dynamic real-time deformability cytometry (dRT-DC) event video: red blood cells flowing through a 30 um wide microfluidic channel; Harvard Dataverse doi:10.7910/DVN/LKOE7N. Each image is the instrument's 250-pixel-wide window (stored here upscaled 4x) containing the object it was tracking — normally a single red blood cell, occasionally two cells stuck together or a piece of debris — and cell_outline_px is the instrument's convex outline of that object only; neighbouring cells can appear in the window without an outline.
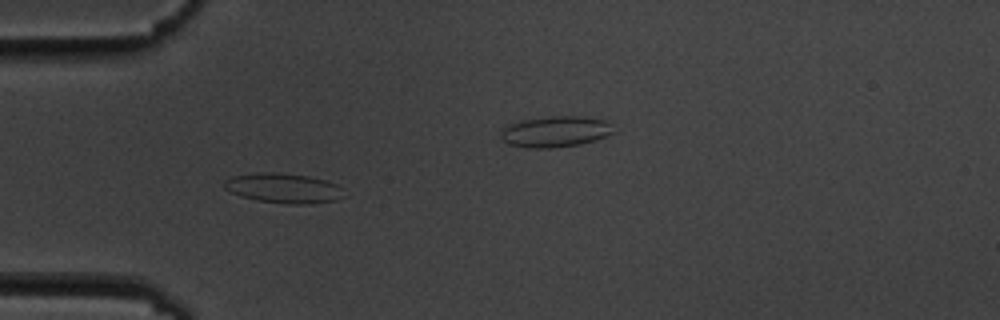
{"species": "common noctule bat (a hibernating species)", "species_latin": "Nyctalus noctula", "temperature_condition": "cold", "stored_images_in_passage": 8, "segment_of_instrument_passage": [1, 2], "camera_frame_rate_fps": 3000, "um_per_image_px": 0.085, "animal": {"sex": "male", "body_mass_g": 19.5, "forearm_length_mm": 54.6}, "frame": {"image": 1, "passage_image": 5, "time_ms": 5.333, "image_size_px": [1000, 320], "cell_outline_px": [[340, 196], [336, 200], [312, 204], [288, 204], [256, 200], [240, 196], [224, 188], [224, 180], [232, 176], [264, 172], [276, 172], [308, 176], [324, 180], [336, 184], [340, 188]], "centroid_in_image_um": [24.04, 15.99], "position_along_channel_um": 61.0, "area_um2": 20.52}}
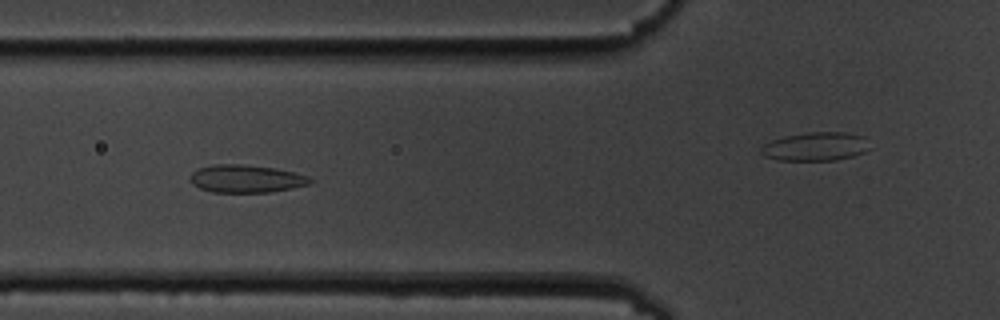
{"frame": {"image": 2, "passage_image": 6, "time_ms": 6.667, "image_size_px": [1000, 320], "cell_outline_px": [[312, 180], [308, 184], [292, 188], [272, 192], [212, 192], [200, 188], [192, 184], [188, 180], [192, 172], [196, 168], [212, 164], [240, 164], [276, 168], [308, 176]], "centroid_in_image_um": [20.85, 15.18], "position_along_channel_um": 104.9, "area_um2": 19.48}}
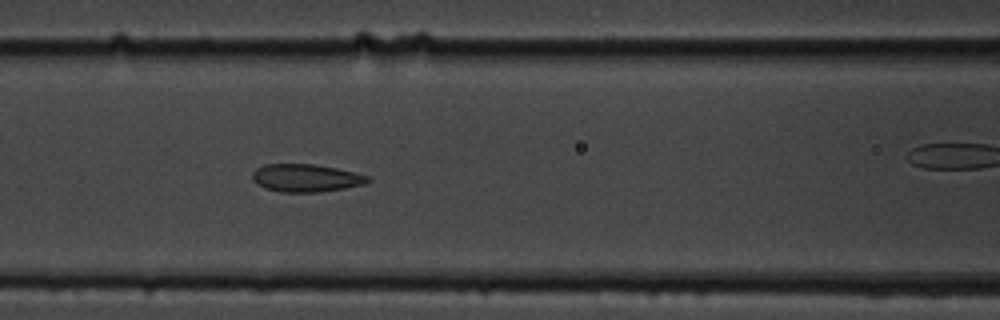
{"frame": {"image": 3, "passage_image": 7, "time_ms": 7.667, "image_size_px": [1000, 320], "cell_outline_px": [[372, 180], [364, 184], [344, 188], [320, 192], [280, 192], [264, 188], [252, 180], [252, 172], [256, 168], [264, 164], [316, 164], [356, 172], [368, 176]], "centroid_in_image_um": [25.99, 15.12], "position_along_channel_um": 140.6, "area_um2": 18.84}}